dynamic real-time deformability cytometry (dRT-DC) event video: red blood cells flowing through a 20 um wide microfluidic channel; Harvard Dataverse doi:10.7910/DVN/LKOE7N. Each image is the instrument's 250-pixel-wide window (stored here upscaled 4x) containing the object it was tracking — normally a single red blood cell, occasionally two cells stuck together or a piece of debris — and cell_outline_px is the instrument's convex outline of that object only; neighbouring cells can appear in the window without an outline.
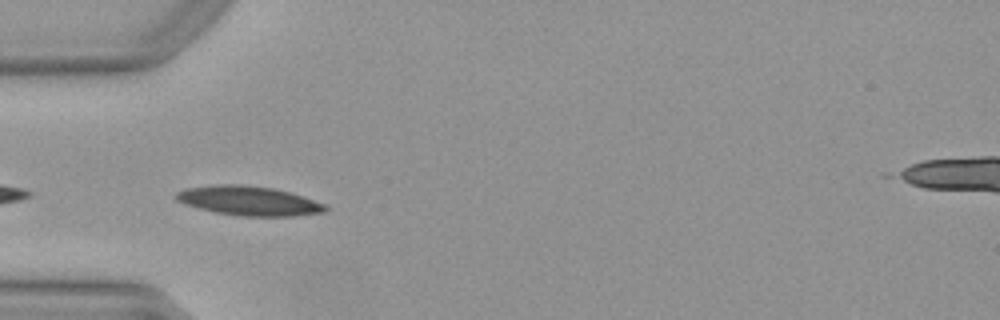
{"species": "Egyptian fruit bat (a non-hibernating species)", "species_latin": "Rousettus aegyptiacus", "temperature_condition": "warm", "stored_images_in_passage": 8, "camera_frame_rate_fps": 3000, "um_per_image_px": 0.085, "animal": {"sex": "female"}, "frame": {"image": 1, "passage_image": 2, "time_ms": 0.333, "image_size_px": [1000, 320], "cell_outline_px": [[328, 208], [324, 212], [292, 216], [240, 216], [212, 212], [184, 204], [176, 200], [176, 192], [188, 188], [216, 184], [240, 184], [272, 188], [288, 192], [324, 204]], "centroid_in_image_um": [21.09, 17.07], "position_along_channel_um": 63.9, "area_um2": 25.32}}
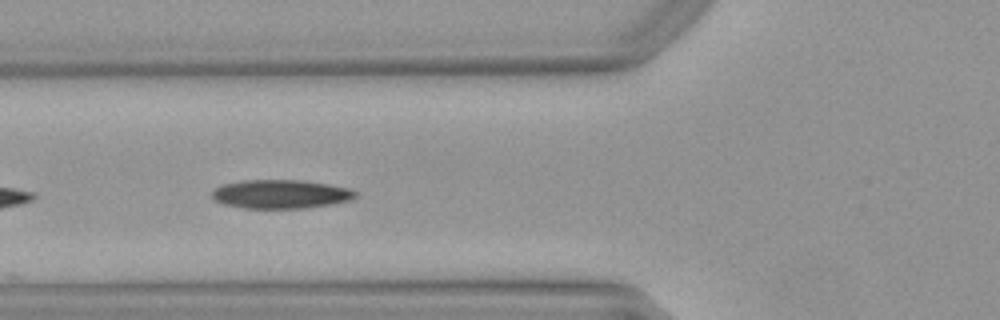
{"frame": {"image": 2, "passage_image": 5, "time_ms": 1.333, "image_size_px": [1000, 320], "cell_outline_px": [[356, 196], [348, 200], [332, 204], [304, 208], [240, 208], [224, 204], [212, 200], [212, 188], [224, 184], [244, 180], [304, 180], [328, 184], [348, 188], [356, 192]], "centroid_in_image_um": [23.8, 16.5], "position_along_channel_um": 102.0, "area_um2": 24.1}}